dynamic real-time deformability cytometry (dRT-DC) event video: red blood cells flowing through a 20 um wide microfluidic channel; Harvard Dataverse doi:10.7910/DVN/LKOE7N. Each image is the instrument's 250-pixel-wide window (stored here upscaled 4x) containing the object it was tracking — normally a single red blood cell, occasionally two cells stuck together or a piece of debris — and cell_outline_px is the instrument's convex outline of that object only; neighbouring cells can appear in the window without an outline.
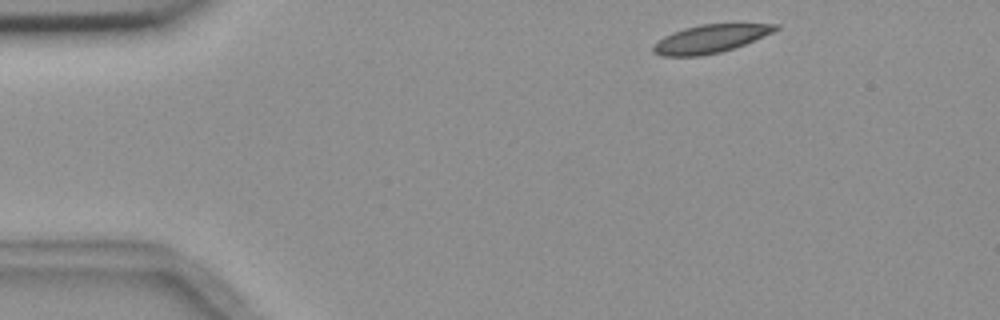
{"species": "common noctule bat (a hibernating species)", "species_latin": "Nyctalus noctula", "temperature_condition": "room temperature", "stored_images_in_passage": 4, "camera_frame_rate_fps": 3000, "um_per_image_px": 0.085, "animal": {"sex": "female", "body_mass_g": 18.4}, "frame": {"image": 1, "passage_image": 1, "time_ms": 0.0, "image_size_px": [1000, 320], "cell_outline_px": [[780, 28], [764, 36], [744, 44], [720, 52], [700, 56], [660, 56], [652, 52], [652, 44], [664, 36], [672, 32], [684, 28], [700, 24], [780, 24]], "centroid_in_image_um": [60.32, 3.3], "position_along_channel_um": 24.7, "area_um2": 20.0}}
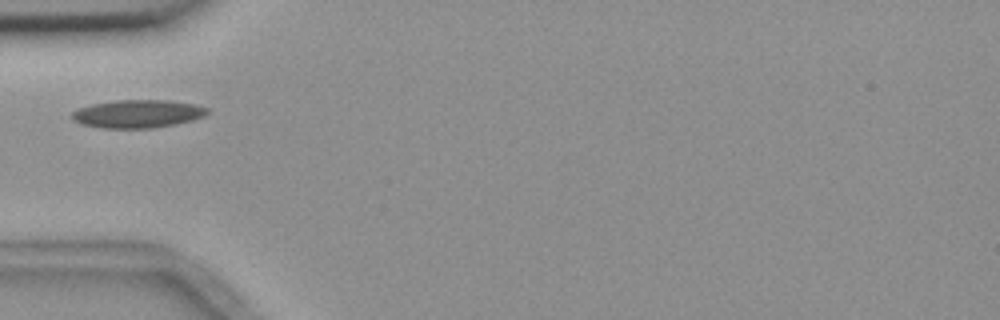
{"frame": {"image": 2, "passage_image": 4, "time_ms": 3.333, "image_size_px": [1000, 320], "cell_outline_px": [[208, 112], [204, 116], [192, 120], [176, 124], [152, 128], [100, 128], [80, 124], [72, 120], [72, 112], [76, 108], [92, 104], [116, 100], [168, 100], [192, 104], [208, 108]], "centroid_in_image_um": [11.65, 9.68], "position_along_channel_um": 73.4, "area_um2": 22.2}}